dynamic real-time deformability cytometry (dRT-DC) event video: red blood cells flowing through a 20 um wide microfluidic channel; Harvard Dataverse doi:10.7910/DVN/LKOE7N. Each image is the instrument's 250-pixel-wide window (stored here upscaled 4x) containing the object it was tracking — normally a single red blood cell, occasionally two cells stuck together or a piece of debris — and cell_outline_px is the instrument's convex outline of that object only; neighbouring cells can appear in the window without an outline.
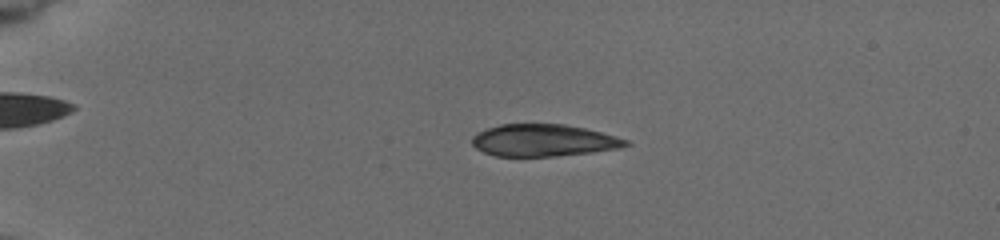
{"species": "common noctule bat (a hibernating species)", "species_latin": "Nyctalus noctula", "temperature_condition": "cold", "stored_images_in_passage": 55, "camera_frame_rate_fps": 3000, "um_per_image_px": 0.085, "animal": {"sex": "female", "body_mass_g": 19.5, "forearm_length_mm": 54.1}, "frame": {"image": 1, "passage_image": 14, "time_ms": 4.333, "image_size_px": [1000, 240], "cell_outline_px": [[632, 144], [620, 148], [592, 152], [552, 156], [496, 156], [484, 152], [476, 148], [472, 144], [472, 136], [488, 128], [500, 124], [564, 124], [584, 128], [600, 132], [628, 140]], "centroid_in_image_um": [46.2, 11.93], "position_along_channel_um": 38.8, "area_um2": 28.5}}